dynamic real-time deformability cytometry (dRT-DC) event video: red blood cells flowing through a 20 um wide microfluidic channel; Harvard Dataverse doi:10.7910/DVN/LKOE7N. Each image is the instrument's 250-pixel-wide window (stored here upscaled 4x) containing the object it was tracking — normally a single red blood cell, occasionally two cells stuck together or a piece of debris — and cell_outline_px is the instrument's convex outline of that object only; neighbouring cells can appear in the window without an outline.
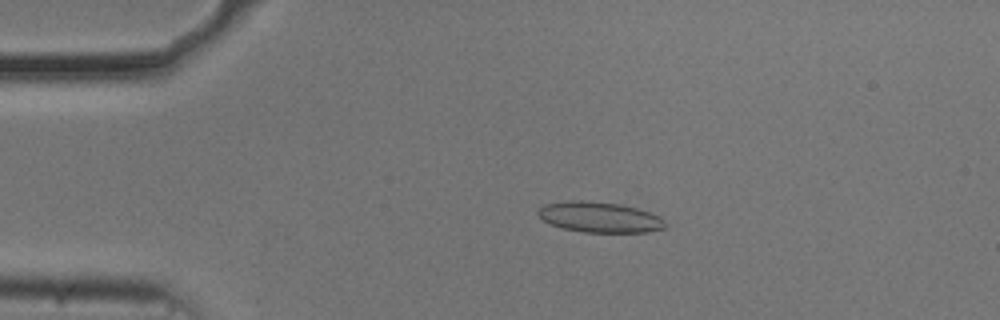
{"species": "common noctule bat (a hibernating species)", "species_latin": "Nyctalus noctula", "temperature_condition": "cold", "stored_images_in_passage": 45, "camera_frame_rate_fps": 3000, "um_per_image_px": 0.085, "animal": {"sex": "male", "body_mass_g": 20.5, "forearm_length_mm": 52.5}, "frame": {"image": 1, "passage_image": 2, "time_ms": 0.333, "image_size_px": [1000, 320], "cell_outline_px": [[668, 228], [648, 232], [584, 232], [564, 228], [552, 224], [544, 220], [536, 212], [544, 204], [572, 200], [580, 200], [620, 204], [636, 208], [648, 212], [664, 220], [668, 224]], "centroid_in_image_um": [51.0, 18.46], "position_along_channel_um": 34.0, "area_um2": 22.43}}
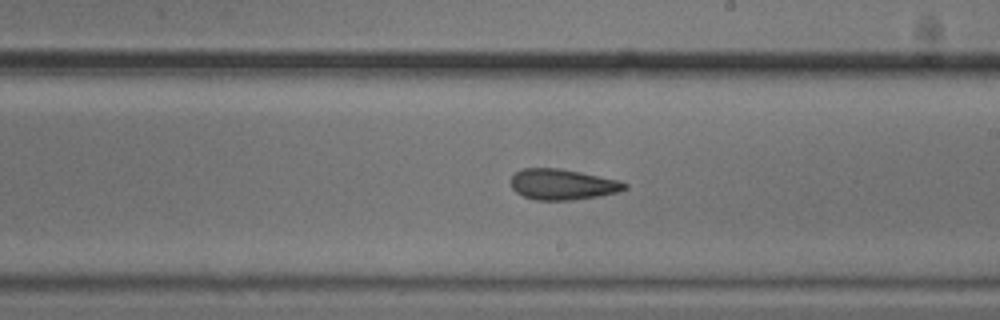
{"frame": {"image": 2, "passage_image": 22, "time_ms": 7.0, "image_size_px": [1000, 320], "cell_outline_px": [[628, 188], [620, 192], [600, 196], [572, 200], [536, 200], [524, 196], [516, 192], [512, 188], [512, 176], [520, 168], [560, 168], [620, 180], [628, 184]], "centroid_in_image_um": [47.86, 15.67], "position_along_channel_um": 241.1, "area_um2": 20.52}}
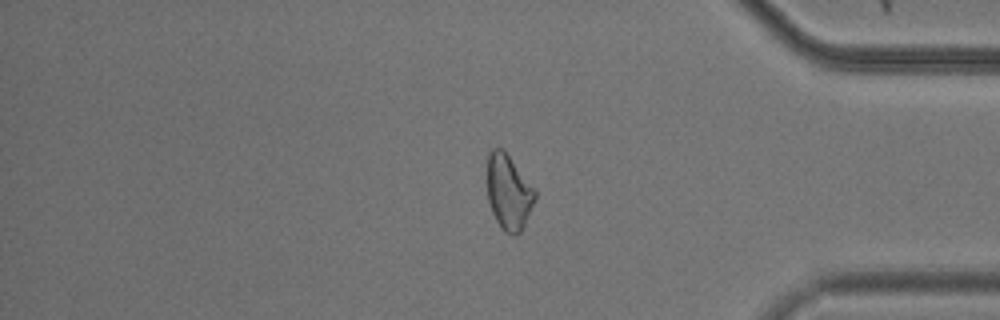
{"frame": {"image": 3, "passage_image": 36, "time_ms": 11.667, "image_size_px": [1000, 320], "cell_outline_px": [[536, 200], [520, 232], [512, 236], [504, 232], [496, 220], [492, 212], [488, 200], [488, 152], [492, 148], [504, 148], [536, 192]], "centroid_in_image_um": [43.23, 16.33], "position_along_channel_um": 392.0, "area_um2": 20.81}, "authors_computed_cell_mechanics": {"area_um2": 21.1548, "velocity_mm_per_s": 3.7119, "shape_relaxation_time_tau1_ms": 6.512, "shape_relaxation_time_tau2_ms": 3.569, "deformation_change_tau1": 0.1334, "deformation_change_tau2": 0.1125}}